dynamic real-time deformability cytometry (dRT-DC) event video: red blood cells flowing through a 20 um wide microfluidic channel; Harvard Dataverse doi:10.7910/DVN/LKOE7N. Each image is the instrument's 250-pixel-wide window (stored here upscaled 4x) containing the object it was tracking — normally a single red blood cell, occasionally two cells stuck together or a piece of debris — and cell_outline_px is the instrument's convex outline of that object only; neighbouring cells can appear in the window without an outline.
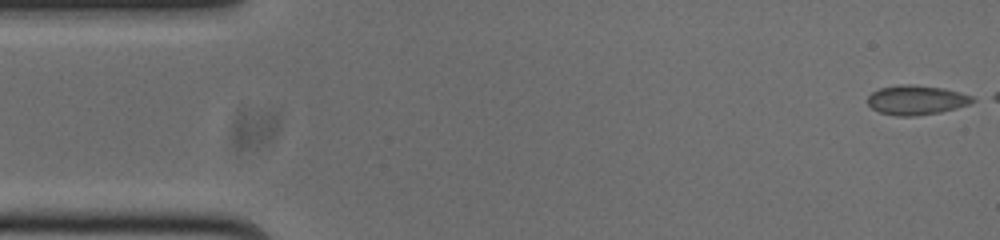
{"species": "common noctule bat (a hibernating species)", "species_latin": "Nyctalus noctula", "temperature_condition": "cold", "stored_images_in_passage": 46, "camera_frame_rate_fps": 3000, "um_per_image_px": 0.085, "animal": {"sex": "male", "body_mass_g": 20.0, "forearm_length_mm": 53.3}, "frame": {"image": 1, "passage_image": 1, "time_ms": 0.0, "image_size_px": [1000, 240], "cell_outline_px": [[976, 100], [968, 104], [940, 112], [912, 116], [900, 116], [880, 112], [872, 108], [868, 104], [868, 96], [872, 92], [880, 88], [900, 84], [912, 84], [944, 88], [972, 96]], "centroid_in_image_um": [77.87, 8.49], "position_along_channel_um": 7.1, "area_um2": 17.8}}
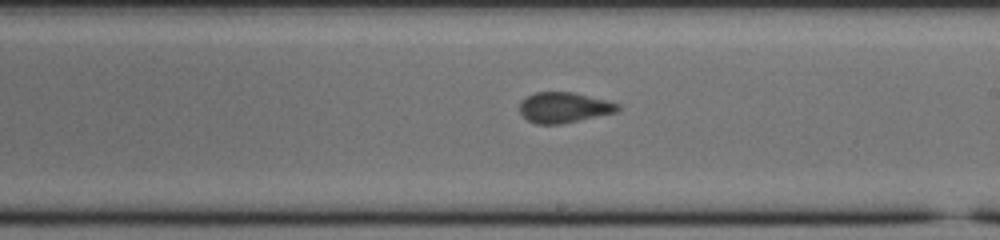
{"frame": {"image": 2, "passage_image": 29, "time_ms": 9.333, "image_size_px": [1000, 240], "cell_outline_px": [[620, 108], [616, 112], [560, 124], [536, 124], [528, 120], [520, 112], [520, 104], [528, 96], [536, 92], [572, 92], [608, 100], [620, 104]], "centroid_in_image_um": [47.96, 9.13], "position_along_channel_um": 241.0, "area_um2": 17.22}}
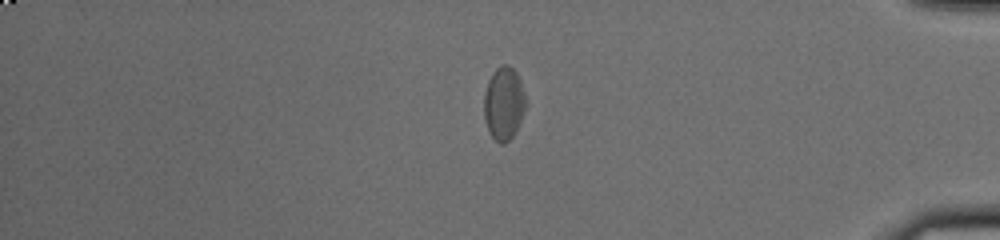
{"frame": {"image": 3, "passage_image": 44, "time_ms": 14.333, "image_size_px": [1000, 240], "cell_outline_px": [[524, 108], [516, 132], [504, 144], [500, 144], [488, 132], [484, 116], [484, 92], [488, 80], [492, 72], [496, 68], [504, 64], [508, 64], [516, 72], [520, 80], [524, 96]], "centroid_in_image_um": [42.79, 8.78], "position_along_channel_um": 392.4, "area_um2": 17.57}, "authors_computed_cell_mechanics": {"area_um2": 17.1088, "velocity_mm_per_s": 3.764, "shape_relaxation_time_tau1_ms": null, "shape_relaxation_time_tau2_ms": 0.7458, "deformation_change_tau1": null, "deformation_change_tau2": 0.0476}}